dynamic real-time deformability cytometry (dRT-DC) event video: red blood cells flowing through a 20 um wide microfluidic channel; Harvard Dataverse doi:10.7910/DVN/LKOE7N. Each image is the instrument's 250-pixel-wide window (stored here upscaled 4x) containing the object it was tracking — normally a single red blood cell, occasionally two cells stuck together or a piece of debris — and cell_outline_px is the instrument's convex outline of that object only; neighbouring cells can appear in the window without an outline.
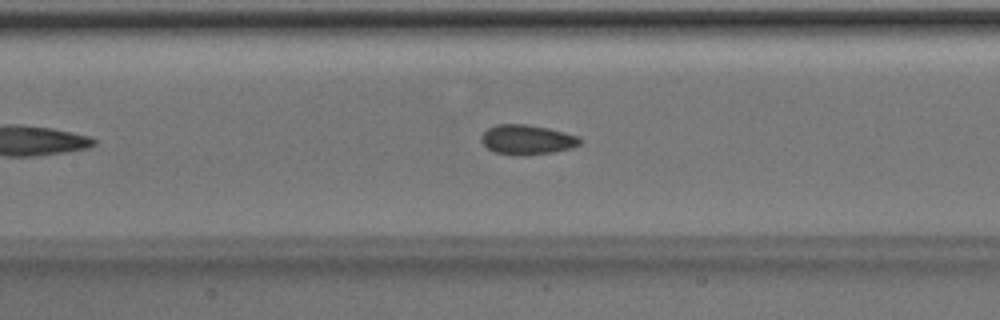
{"species": "Egyptian fruit bat (a non-hibernating species)", "species_latin": "Rousettus aegyptiacus", "temperature_condition": "room temperature", "stored_images_in_passage": 26, "camera_frame_rate_fps": 3000, "um_per_image_px": 0.085, "animal": {"sex": "male"}, "frame": {"image": 1, "passage_image": 16, "time_ms": 5.0, "image_size_px": [1000, 320], "cell_outline_px": [[580, 144], [572, 148], [552, 152], [520, 156], [496, 152], [488, 148], [480, 140], [480, 136], [488, 128], [496, 124], [524, 124], [548, 128], [580, 136]], "centroid_in_image_um": [44.79, 11.87], "position_along_channel_um": 162.6, "area_um2": 17.05}}
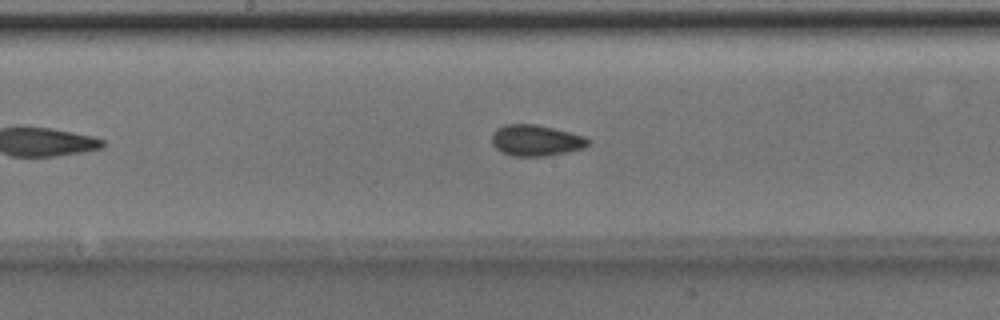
{"frame": {"image": 2, "passage_image": 19, "time_ms": 6.0, "image_size_px": [1000, 320], "cell_outline_px": [[592, 140], [584, 148], [568, 152], [548, 156], [512, 156], [500, 152], [492, 144], [492, 132], [496, 128], [504, 124], [536, 124], [584, 136]], "centroid_in_image_um": [45.53, 11.94], "position_along_channel_um": 202.7, "area_um2": 17.63}}
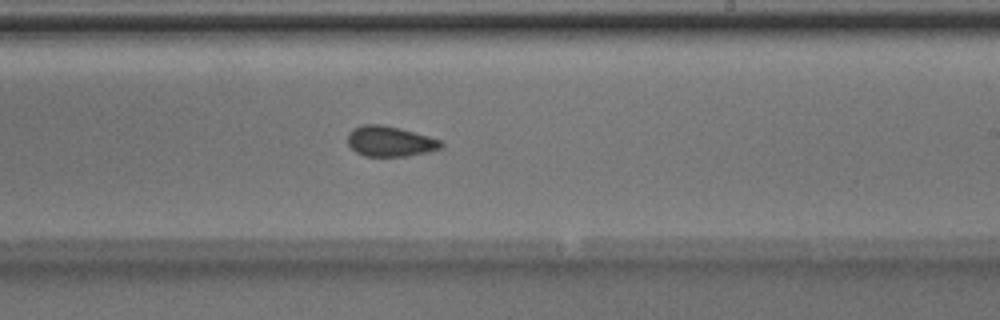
{"frame": {"image": 3, "passage_image": 23, "time_ms": 7.333, "image_size_px": [1000, 320], "cell_outline_px": [[444, 148], [428, 152], [404, 156], [364, 156], [356, 152], [348, 144], [348, 132], [352, 128], [364, 124], [380, 124], [400, 128], [428, 136], [440, 140], [444, 144]], "centroid_in_image_um": [33.15, 12.01], "position_along_channel_um": 255.8, "area_um2": 16.59}}